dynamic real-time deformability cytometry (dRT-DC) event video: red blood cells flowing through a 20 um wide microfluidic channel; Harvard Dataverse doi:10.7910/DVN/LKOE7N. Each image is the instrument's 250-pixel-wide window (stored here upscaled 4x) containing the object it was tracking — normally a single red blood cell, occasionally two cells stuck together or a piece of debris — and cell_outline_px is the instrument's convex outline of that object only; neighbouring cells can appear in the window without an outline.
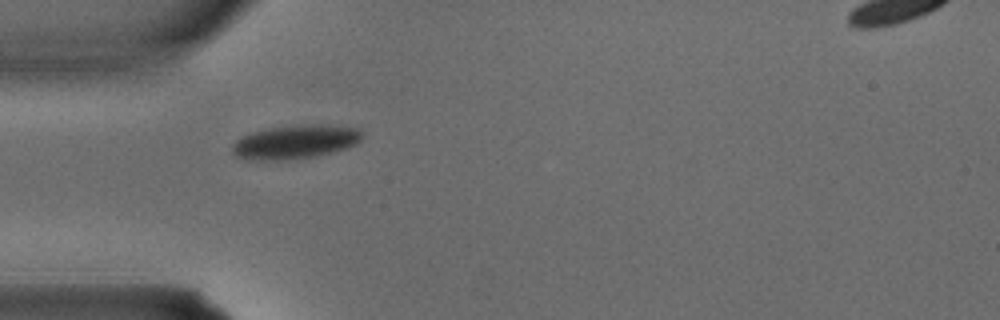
{"species": "common noctule bat (a hibernating species)", "species_latin": "Nyctalus noctula", "temperature_condition": "warm", "stored_images_in_passage": 4, "camera_frame_rate_fps": 3000, "um_per_image_px": 0.085, "animal": {"sex": "male", "body_mass_g": 15.6}, "frame": {"image": 1, "passage_image": 3, "time_ms": 0.667, "image_size_px": [1000, 320], "cell_outline_px": [[360, 140], [356, 144], [332, 152], [316, 156], [288, 160], [244, 160], [236, 156], [232, 152], [232, 144], [236, 140], [252, 132], [268, 128], [360, 128]], "centroid_in_image_um": [24.95, 12.15], "position_along_channel_um": 60.0, "area_um2": 24.04}}
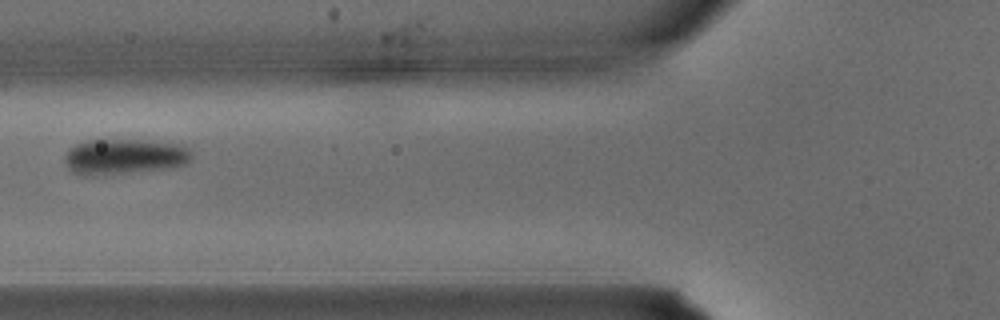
{"frame": {"image": 2, "passage_image": 4, "time_ms": 1.0, "image_size_px": [1000, 320], "cell_outline_px": [[192, 156], [184, 164], [176, 168], [104, 176], [80, 176], [72, 172], [64, 164], [64, 156], [68, 148], [76, 144], [88, 140], [140, 140], [180, 144], [188, 148], [192, 152]], "centroid_in_image_um": [10.53, 13.35], "position_along_channel_um": 115.3, "area_um2": 27.05}}